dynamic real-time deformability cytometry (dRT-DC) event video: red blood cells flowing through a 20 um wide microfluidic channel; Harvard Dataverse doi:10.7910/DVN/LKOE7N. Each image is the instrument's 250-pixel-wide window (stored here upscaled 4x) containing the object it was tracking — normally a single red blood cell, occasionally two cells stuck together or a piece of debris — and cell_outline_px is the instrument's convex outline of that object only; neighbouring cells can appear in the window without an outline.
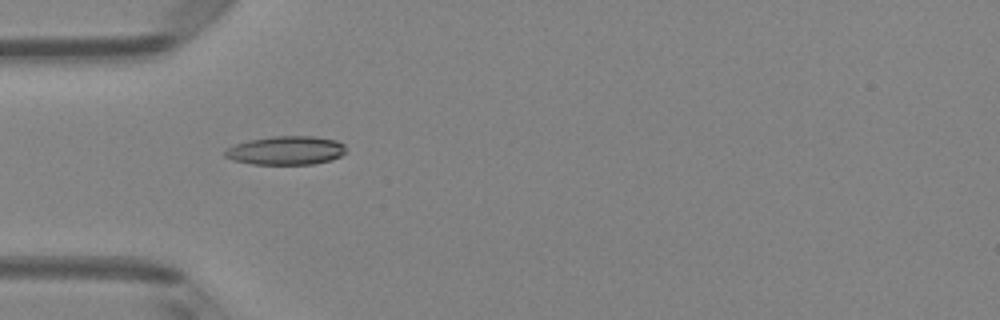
{"species": "Egyptian fruit bat (a non-hibernating species)", "species_latin": "Rousettus aegyptiacus", "temperature_condition": "room temperature", "stored_images_in_passage": 5, "camera_frame_rate_fps": 3000, "um_per_image_px": 0.085, "animal": {"sex": "female"}, "frame": {"image": 1, "passage_image": 4, "time_ms": 1.0, "image_size_px": [1000, 320], "cell_outline_px": [[344, 152], [340, 156], [332, 160], [312, 164], [252, 164], [232, 160], [224, 156], [224, 152], [228, 148], [236, 144], [248, 140], [272, 136], [312, 136], [336, 140], [344, 144]], "centroid_in_image_um": [24.29, 12.79], "position_along_channel_um": 60.7, "area_um2": 20.17}}
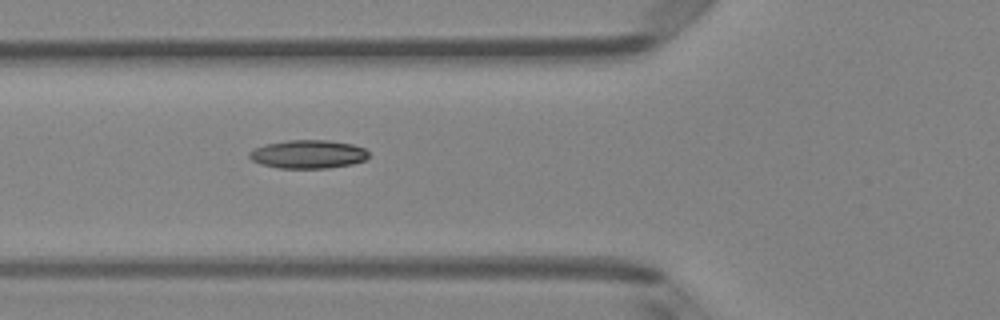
{"frame": {"image": 2, "passage_image": 5, "time_ms": 1.333, "image_size_px": [1000, 320], "cell_outline_px": [[368, 156], [364, 160], [352, 164], [328, 168], [280, 168], [260, 164], [252, 160], [248, 156], [248, 152], [264, 144], [288, 140], [328, 140], [352, 144], [364, 148], [368, 152]], "centroid_in_image_um": [26.17, 13.1], "position_along_channel_um": 99.6, "area_um2": 19.77}}